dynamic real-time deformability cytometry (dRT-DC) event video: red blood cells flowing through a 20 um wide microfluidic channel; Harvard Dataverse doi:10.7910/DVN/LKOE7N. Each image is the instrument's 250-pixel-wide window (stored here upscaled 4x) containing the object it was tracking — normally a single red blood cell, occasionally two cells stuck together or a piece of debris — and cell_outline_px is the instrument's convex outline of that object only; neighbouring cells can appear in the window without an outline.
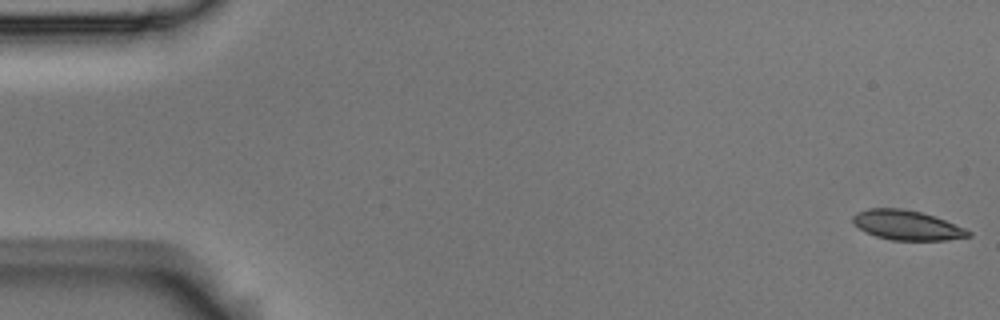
{"species": "Egyptian fruit bat (a non-hibernating species)", "species_latin": "Rousettus aegyptiacus", "temperature_condition": "room temperature", "stored_images_in_passage": 6, "camera_frame_rate_fps": 3000, "um_per_image_px": 0.085, "animal": {"sex": "male"}, "frame": {"image": 1, "passage_image": 1, "time_ms": 0.0, "image_size_px": [1000, 320], "cell_outline_px": [[972, 236], [944, 240], [892, 240], [876, 236], [864, 232], [852, 220], [852, 216], [856, 212], [868, 208], [900, 208], [920, 212], [944, 220], [964, 228], [972, 232]], "centroid_in_image_um": [77.06, 19.14], "position_along_channel_um": 7.9, "area_um2": 19.77}}
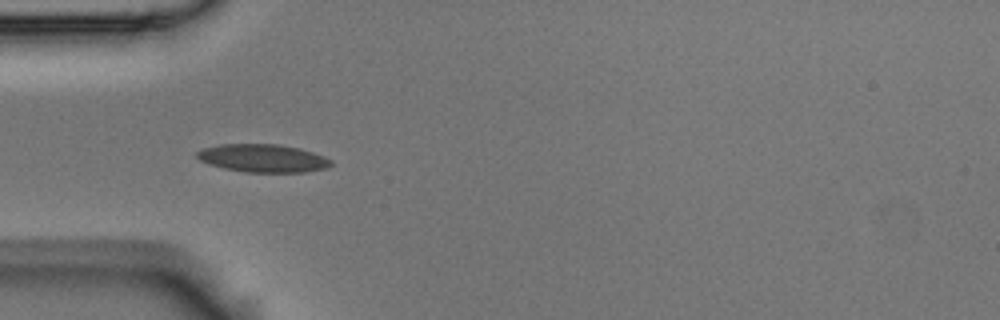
{"frame": {"image": 2, "passage_image": 5, "time_ms": 1.333, "image_size_px": [1000, 320], "cell_outline_px": [[332, 164], [328, 168], [304, 172], [244, 172], [224, 168], [200, 160], [196, 156], [196, 152], [204, 148], [220, 144], [276, 144], [300, 148], [324, 156], [332, 160]], "centroid_in_image_um": [22.38, 13.45], "position_along_channel_um": 62.6, "area_um2": 21.79}}
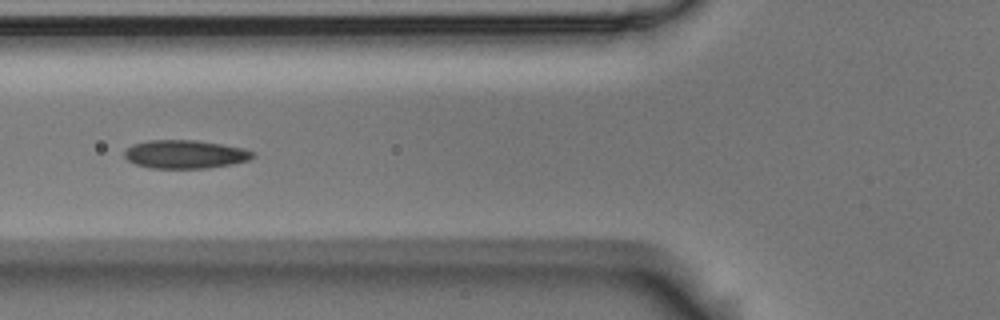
{"frame": {"image": 3, "passage_image": 6, "time_ms": 1.667, "image_size_px": [1000, 320], "cell_outline_px": [[256, 156], [248, 160], [232, 164], [208, 168], [148, 168], [136, 164], [128, 160], [124, 156], [124, 152], [132, 144], [148, 140], [196, 140], [244, 148], [256, 152]], "centroid_in_image_um": [15.75, 13.11], "position_along_channel_um": 110.0, "area_um2": 21.33}}